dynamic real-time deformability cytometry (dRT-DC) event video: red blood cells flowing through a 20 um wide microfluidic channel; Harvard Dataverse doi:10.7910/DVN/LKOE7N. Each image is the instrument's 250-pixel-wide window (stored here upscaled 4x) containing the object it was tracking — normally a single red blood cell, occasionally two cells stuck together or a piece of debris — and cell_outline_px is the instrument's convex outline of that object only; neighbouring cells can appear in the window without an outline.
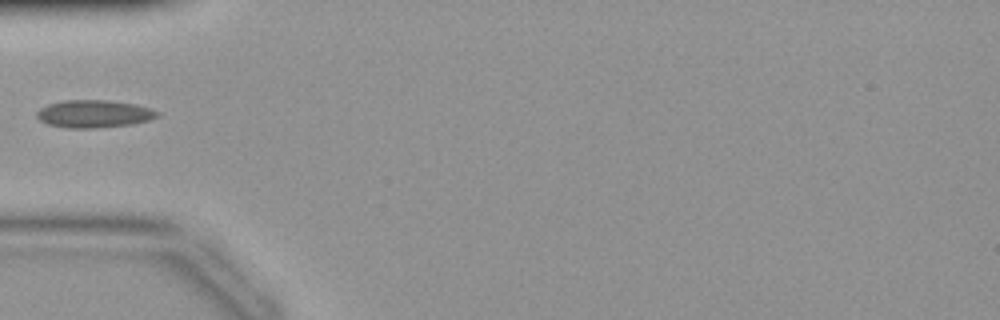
{"species": "common noctule bat (a hibernating species)", "species_latin": "Nyctalus noctula", "temperature_condition": "warm", "stored_images_in_passage": 29, "camera_frame_rate_fps": 3000, "um_per_image_px": 0.085, "animal": {"sex": "female", "body_mass_g": 19.9}, "frame": {"image": 1, "passage_image": 1, "time_ms": 0.0, "image_size_px": [1000, 320], "cell_outline_px": [[160, 116], [148, 120], [132, 124], [96, 128], [64, 128], [48, 124], [40, 120], [36, 116], [36, 112], [40, 108], [48, 104], [64, 100], [108, 100], [136, 104], [160, 112]], "centroid_in_image_um": [7.98, 9.68], "position_along_channel_um": 77.0, "area_um2": 19.48}}
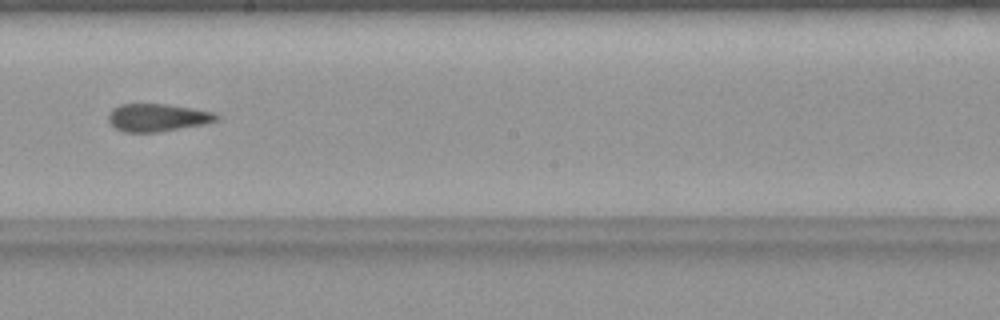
{"frame": {"image": 2, "passage_image": 11, "time_ms": 3.333, "image_size_px": [1000, 320], "cell_outline_px": [[220, 120], [204, 124], [156, 132], [124, 132], [116, 128], [108, 120], [108, 112], [112, 108], [120, 104], [164, 104], [192, 108], [212, 112], [220, 116]], "centroid_in_image_um": [13.37, 9.99], "position_along_channel_um": 234.8, "area_um2": 17.4}}
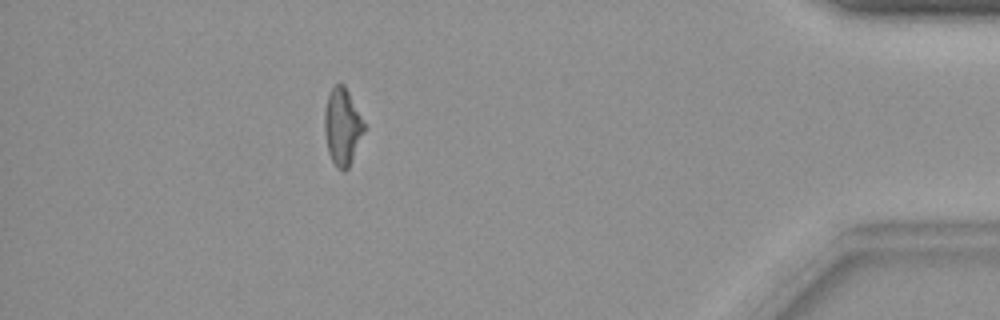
{"frame": {"image": 3, "passage_image": 25, "time_ms": 8.0, "image_size_px": [1000, 320], "cell_outline_px": [[364, 128], [352, 160], [348, 168], [344, 172], [336, 168], [328, 152], [324, 132], [324, 112], [328, 96], [332, 88], [336, 84], [344, 84], [364, 124]], "centroid_in_image_um": [29.06, 10.8], "position_along_channel_um": 406.1, "area_um2": 17.28}}